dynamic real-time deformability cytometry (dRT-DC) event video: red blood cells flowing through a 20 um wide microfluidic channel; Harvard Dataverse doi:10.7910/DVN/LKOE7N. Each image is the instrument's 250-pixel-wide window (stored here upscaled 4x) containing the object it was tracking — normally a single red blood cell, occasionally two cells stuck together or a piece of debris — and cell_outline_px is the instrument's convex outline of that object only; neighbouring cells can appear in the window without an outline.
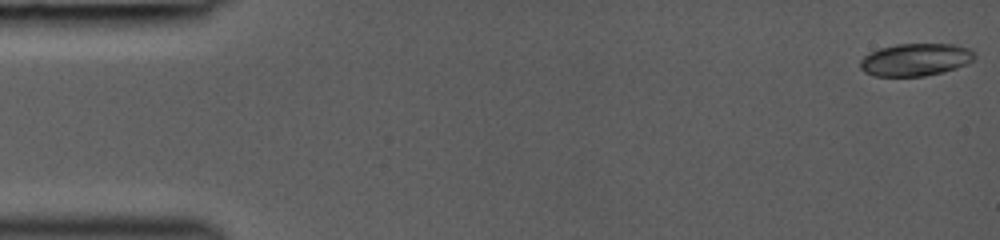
{"species": "common noctule bat (a hibernating species)", "species_latin": "Nyctalus noctula", "temperature_condition": "room temperature", "stored_images_in_passage": 23, "camera_frame_rate_fps": 3000, "um_per_image_px": 0.085, "animal": {"sex": "female", "body_mass_g": 19.0, "forearm_length_mm": 53.3}, "frame": {"image": 1, "passage_image": 1, "time_ms": 0.0, "image_size_px": [1000, 240], "cell_outline_px": [[976, 56], [968, 64], [944, 72], [924, 76], [876, 76], [864, 72], [860, 68], [860, 60], [864, 56], [880, 48], [896, 44], [956, 44], [972, 48], [976, 52]], "centroid_in_image_um": [77.88, 5.07], "position_along_channel_um": 7.1, "area_um2": 21.91}}
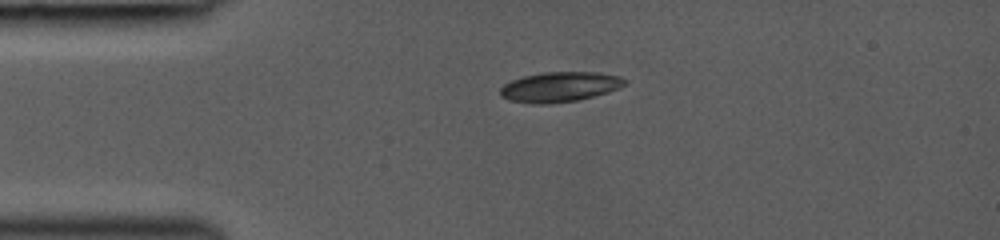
{"frame": {"image": 2, "passage_image": 16, "time_ms": 3.333, "image_size_px": [1000, 240], "cell_outline_px": [[628, 80], [620, 88], [608, 92], [576, 100], [548, 104], [536, 104], [508, 100], [500, 96], [500, 88], [504, 84], [512, 80], [524, 76], [544, 72], [596, 72], [620, 76]], "centroid_in_image_um": [47.57, 7.38], "position_along_channel_um": 37.4, "area_um2": 21.73}}